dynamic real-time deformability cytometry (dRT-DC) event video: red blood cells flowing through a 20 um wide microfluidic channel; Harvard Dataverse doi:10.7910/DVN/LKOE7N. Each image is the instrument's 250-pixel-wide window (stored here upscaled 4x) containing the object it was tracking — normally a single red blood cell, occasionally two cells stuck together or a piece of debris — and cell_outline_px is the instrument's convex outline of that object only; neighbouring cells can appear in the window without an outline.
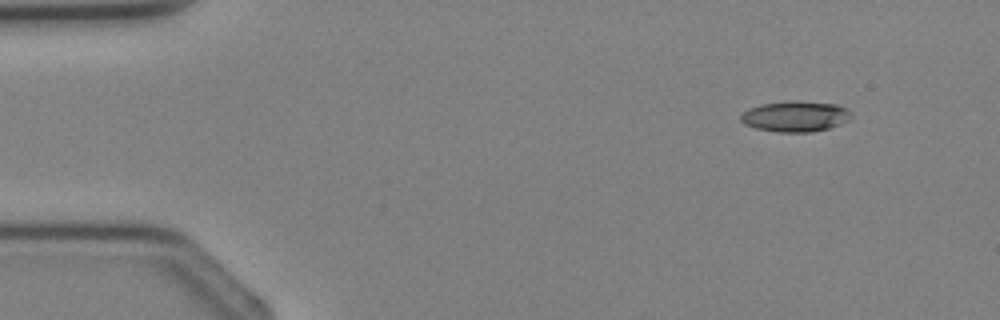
{"species": "Egyptian fruit bat (a non-hibernating species)", "species_latin": "Rousettus aegyptiacus", "temperature_condition": "cold", "stored_images_in_passage": 4, "segment_of_instrument_passage": [2, 2], "camera_frame_rate_fps": 3000, "um_per_image_px": 0.085, "animal": {"sex": "female"}, "frame": {"image": 1, "passage_image": 4, "time_ms": 4.333, "image_size_px": [1000, 320], "cell_outline_px": [[852, 116], [848, 120], [840, 124], [828, 128], [812, 132], [780, 132], [756, 128], [744, 124], [740, 120], [740, 116], [748, 108], [760, 104], [788, 100], [796, 100], [836, 104], [844, 108]], "centroid_in_image_um": [67.56, 9.88], "position_along_channel_um": 17.4, "area_um2": 19.77}}